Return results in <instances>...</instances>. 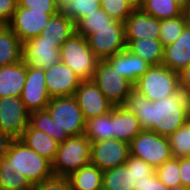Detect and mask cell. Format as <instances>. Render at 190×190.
<instances>
[{
    "label": "cell",
    "mask_w": 190,
    "mask_h": 190,
    "mask_svg": "<svg viewBox=\"0 0 190 190\" xmlns=\"http://www.w3.org/2000/svg\"><path fill=\"white\" fill-rule=\"evenodd\" d=\"M22 60L30 66L49 68L61 61L59 48L37 36L23 43Z\"/></svg>",
    "instance_id": "obj_16"
},
{
    "label": "cell",
    "mask_w": 190,
    "mask_h": 190,
    "mask_svg": "<svg viewBox=\"0 0 190 190\" xmlns=\"http://www.w3.org/2000/svg\"><path fill=\"white\" fill-rule=\"evenodd\" d=\"M184 12L188 10L190 0H173Z\"/></svg>",
    "instance_id": "obj_46"
},
{
    "label": "cell",
    "mask_w": 190,
    "mask_h": 190,
    "mask_svg": "<svg viewBox=\"0 0 190 190\" xmlns=\"http://www.w3.org/2000/svg\"><path fill=\"white\" fill-rule=\"evenodd\" d=\"M158 179L168 188L181 185L179 173V159L172 158L165 161L160 167L155 169Z\"/></svg>",
    "instance_id": "obj_36"
},
{
    "label": "cell",
    "mask_w": 190,
    "mask_h": 190,
    "mask_svg": "<svg viewBox=\"0 0 190 190\" xmlns=\"http://www.w3.org/2000/svg\"><path fill=\"white\" fill-rule=\"evenodd\" d=\"M83 134L91 142L114 138L112 128V110L104 115L86 120Z\"/></svg>",
    "instance_id": "obj_27"
},
{
    "label": "cell",
    "mask_w": 190,
    "mask_h": 190,
    "mask_svg": "<svg viewBox=\"0 0 190 190\" xmlns=\"http://www.w3.org/2000/svg\"><path fill=\"white\" fill-rule=\"evenodd\" d=\"M113 106L123 105L134 85L105 60H99L91 79Z\"/></svg>",
    "instance_id": "obj_8"
},
{
    "label": "cell",
    "mask_w": 190,
    "mask_h": 190,
    "mask_svg": "<svg viewBox=\"0 0 190 190\" xmlns=\"http://www.w3.org/2000/svg\"><path fill=\"white\" fill-rule=\"evenodd\" d=\"M179 173L182 185L190 188V157L179 158Z\"/></svg>",
    "instance_id": "obj_42"
},
{
    "label": "cell",
    "mask_w": 190,
    "mask_h": 190,
    "mask_svg": "<svg viewBox=\"0 0 190 190\" xmlns=\"http://www.w3.org/2000/svg\"><path fill=\"white\" fill-rule=\"evenodd\" d=\"M19 140L49 162L52 163L54 161L59 143L45 132L33 129L28 125L22 132Z\"/></svg>",
    "instance_id": "obj_22"
},
{
    "label": "cell",
    "mask_w": 190,
    "mask_h": 190,
    "mask_svg": "<svg viewBox=\"0 0 190 190\" xmlns=\"http://www.w3.org/2000/svg\"><path fill=\"white\" fill-rule=\"evenodd\" d=\"M91 141L84 135L70 136L59 144L52 172L55 176L68 177L82 166L90 163Z\"/></svg>",
    "instance_id": "obj_4"
},
{
    "label": "cell",
    "mask_w": 190,
    "mask_h": 190,
    "mask_svg": "<svg viewBox=\"0 0 190 190\" xmlns=\"http://www.w3.org/2000/svg\"><path fill=\"white\" fill-rule=\"evenodd\" d=\"M54 15L56 14H49L46 13V11H33V9L17 5L13 17L7 25L17 35L21 42L25 43L32 38L40 36L43 29Z\"/></svg>",
    "instance_id": "obj_11"
},
{
    "label": "cell",
    "mask_w": 190,
    "mask_h": 190,
    "mask_svg": "<svg viewBox=\"0 0 190 190\" xmlns=\"http://www.w3.org/2000/svg\"><path fill=\"white\" fill-rule=\"evenodd\" d=\"M116 20L108 16L101 8L92 14H87L86 17L80 19L75 24V32L88 38L96 32V29L109 27Z\"/></svg>",
    "instance_id": "obj_31"
},
{
    "label": "cell",
    "mask_w": 190,
    "mask_h": 190,
    "mask_svg": "<svg viewBox=\"0 0 190 190\" xmlns=\"http://www.w3.org/2000/svg\"><path fill=\"white\" fill-rule=\"evenodd\" d=\"M0 190H33L26 177L6 167V157L0 159Z\"/></svg>",
    "instance_id": "obj_33"
},
{
    "label": "cell",
    "mask_w": 190,
    "mask_h": 190,
    "mask_svg": "<svg viewBox=\"0 0 190 190\" xmlns=\"http://www.w3.org/2000/svg\"><path fill=\"white\" fill-rule=\"evenodd\" d=\"M17 5V0H0V24L11 21Z\"/></svg>",
    "instance_id": "obj_41"
},
{
    "label": "cell",
    "mask_w": 190,
    "mask_h": 190,
    "mask_svg": "<svg viewBox=\"0 0 190 190\" xmlns=\"http://www.w3.org/2000/svg\"><path fill=\"white\" fill-rule=\"evenodd\" d=\"M190 64V23L172 44L164 46L162 65L174 72H181Z\"/></svg>",
    "instance_id": "obj_19"
},
{
    "label": "cell",
    "mask_w": 190,
    "mask_h": 190,
    "mask_svg": "<svg viewBox=\"0 0 190 190\" xmlns=\"http://www.w3.org/2000/svg\"><path fill=\"white\" fill-rule=\"evenodd\" d=\"M169 190H190V188L189 187H185V186H183L181 184V185L175 186V187H173V188H171Z\"/></svg>",
    "instance_id": "obj_48"
},
{
    "label": "cell",
    "mask_w": 190,
    "mask_h": 190,
    "mask_svg": "<svg viewBox=\"0 0 190 190\" xmlns=\"http://www.w3.org/2000/svg\"><path fill=\"white\" fill-rule=\"evenodd\" d=\"M168 139L173 158L190 157V127H180Z\"/></svg>",
    "instance_id": "obj_35"
},
{
    "label": "cell",
    "mask_w": 190,
    "mask_h": 190,
    "mask_svg": "<svg viewBox=\"0 0 190 190\" xmlns=\"http://www.w3.org/2000/svg\"><path fill=\"white\" fill-rule=\"evenodd\" d=\"M68 179L72 190H99L102 188L103 171L89 163L73 172Z\"/></svg>",
    "instance_id": "obj_26"
},
{
    "label": "cell",
    "mask_w": 190,
    "mask_h": 190,
    "mask_svg": "<svg viewBox=\"0 0 190 190\" xmlns=\"http://www.w3.org/2000/svg\"><path fill=\"white\" fill-rule=\"evenodd\" d=\"M87 40L94 55L99 60H106L126 49L124 23L116 20L109 27L96 29Z\"/></svg>",
    "instance_id": "obj_9"
},
{
    "label": "cell",
    "mask_w": 190,
    "mask_h": 190,
    "mask_svg": "<svg viewBox=\"0 0 190 190\" xmlns=\"http://www.w3.org/2000/svg\"><path fill=\"white\" fill-rule=\"evenodd\" d=\"M26 81V63H18L0 67V98L20 97Z\"/></svg>",
    "instance_id": "obj_20"
},
{
    "label": "cell",
    "mask_w": 190,
    "mask_h": 190,
    "mask_svg": "<svg viewBox=\"0 0 190 190\" xmlns=\"http://www.w3.org/2000/svg\"><path fill=\"white\" fill-rule=\"evenodd\" d=\"M124 165L126 168H131L132 187L135 190L142 189L147 177L155 172V169L145 161L131 155Z\"/></svg>",
    "instance_id": "obj_34"
},
{
    "label": "cell",
    "mask_w": 190,
    "mask_h": 190,
    "mask_svg": "<svg viewBox=\"0 0 190 190\" xmlns=\"http://www.w3.org/2000/svg\"><path fill=\"white\" fill-rule=\"evenodd\" d=\"M112 68L122 74L130 83L135 85L138 79L152 66L147 61L127 49L120 51L105 60Z\"/></svg>",
    "instance_id": "obj_18"
},
{
    "label": "cell",
    "mask_w": 190,
    "mask_h": 190,
    "mask_svg": "<svg viewBox=\"0 0 190 190\" xmlns=\"http://www.w3.org/2000/svg\"><path fill=\"white\" fill-rule=\"evenodd\" d=\"M179 87L185 92L190 89V64L179 72Z\"/></svg>",
    "instance_id": "obj_44"
},
{
    "label": "cell",
    "mask_w": 190,
    "mask_h": 190,
    "mask_svg": "<svg viewBox=\"0 0 190 190\" xmlns=\"http://www.w3.org/2000/svg\"><path fill=\"white\" fill-rule=\"evenodd\" d=\"M126 49L151 65H161L164 47L159 39L126 40Z\"/></svg>",
    "instance_id": "obj_25"
},
{
    "label": "cell",
    "mask_w": 190,
    "mask_h": 190,
    "mask_svg": "<svg viewBox=\"0 0 190 190\" xmlns=\"http://www.w3.org/2000/svg\"><path fill=\"white\" fill-rule=\"evenodd\" d=\"M23 43L7 24H0V67L22 60Z\"/></svg>",
    "instance_id": "obj_23"
},
{
    "label": "cell",
    "mask_w": 190,
    "mask_h": 190,
    "mask_svg": "<svg viewBox=\"0 0 190 190\" xmlns=\"http://www.w3.org/2000/svg\"><path fill=\"white\" fill-rule=\"evenodd\" d=\"M29 125L41 130L58 142V127L47 109L30 113Z\"/></svg>",
    "instance_id": "obj_37"
},
{
    "label": "cell",
    "mask_w": 190,
    "mask_h": 190,
    "mask_svg": "<svg viewBox=\"0 0 190 190\" xmlns=\"http://www.w3.org/2000/svg\"><path fill=\"white\" fill-rule=\"evenodd\" d=\"M74 32V22L59 12L51 17L40 36L44 38V41L54 43L57 48H60Z\"/></svg>",
    "instance_id": "obj_24"
},
{
    "label": "cell",
    "mask_w": 190,
    "mask_h": 190,
    "mask_svg": "<svg viewBox=\"0 0 190 190\" xmlns=\"http://www.w3.org/2000/svg\"><path fill=\"white\" fill-rule=\"evenodd\" d=\"M20 98L30 113L46 109L51 97L46 88L44 69L26 64V81Z\"/></svg>",
    "instance_id": "obj_10"
},
{
    "label": "cell",
    "mask_w": 190,
    "mask_h": 190,
    "mask_svg": "<svg viewBox=\"0 0 190 190\" xmlns=\"http://www.w3.org/2000/svg\"><path fill=\"white\" fill-rule=\"evenodd\" d=\"M122 106L135 114L142 130L166 137L184 126L190 113L187 93L181 89L169 97L150 101L133 88Z\"/></svg>",
    "instance_id": "obj_1"
},
{
    "label": "cell",
    "mask_w": 190,
    "mask_h": 190,
    "mask_svg": "<svg viewBox=\"0 0 190 190\" xmlns=\"http://www.w3.org/2000/svg\"><path fill=\"white\" fill-rule=\"evenodd\" d=\"M130 155L129 143L115 138L91 142L90 163L104 171L124 165Z\"/></svg>",
    "instance_id": "obj_13"
},
{
    "label": "cell",
    "mask_w": 190,
    "mask_h": 190,
    "mask_svg": "<svg viewBox=\"0 0 190 190\" xmlns=\"http://www.w3.org/2000/svg\"><path fill=\"white\" fill-rule=\"evenodd\" d=\"M56 1H57V3H58L59 6H60L62 3L66 2V1H68V0H56Z\"/></svg>",
    "instance_id": "obj_52"
},
{
    "label": "cell",
    "mask_w": 190,
    "mask_h": 190,
    "mask_svg": "<svg viewBox=\"0 0 190 190\" xmlns=\"http://www.w3.org/2000/svg\"><path fill=\"white\" fill-rule=\"evenodd\" d=\"M14 138L0 131V159L5 157Z\"/></svg>",
    "instance_id": "obj_45"
},
{
    "label": "cell",
    "mask_w": 190,
    "mask_h": 190,
    "mask_svg": "<svg viewBox=\"0 0 190 190\" xmlns=\"http://www.w3.org/2000/svg\"><path fill=\"white\" fill-rule=\"evenodd\" d=\"M186 93H187V100H188V102L190 104V89Z\"/></svg>",
    "instance_id": "obj_51"
},
{
    "label": "cell",
    "mask_w": 190,
    "mask_h": 190,
    "mask_svg": "<svg viewBox=\"0 0 190 190\" xmlns=\"http://www.w3.org/2000/svg\"><path fill=\"white\" fill-rule=\"evenodd\" d=\"M140 190H169L157 177L154 172L151 176L147 177L143 188Z\"/></svg>",
    "instance_id": "obj_43"
},
{
    "label": "cell",
    "mask_w": 190,
    "mask_h": 190,
    "mask_svg": "<svg viewBox=\"0 0 190 190\" xmlns=\"http://www.w3.org/2000/svg\"><path fill=\"white\" fill-rule=\"evenodd\" d=\"M61 61L82 80H91L99 59L90 49L87 38L74 32L59 48Z\"/></svg>",
    "instance_id": "obj_5"
},
{
    "label": "cell",
    "mask_w": 190,
    "mask_h": 190,
    "mask_svg": "<svg viewBox=\"0 0 190 190\" xmlns=\"http://www.w3.org/2000/svg\"><path fill=\"white\" fill-rule=\"evenodd\" d=\"M33 190H72L68 177L51 176L33 186Z\"/></svg>",
    "instance_id": "obj_40"
},
{
    "label": "cell",
    "mask_w": 190,
    "mask_h": 190,
    "mask_svg": "<svg viewBox=\"0 0 190 190\" xmlns=\"http://www.w3.org/2000/svg\"><path fill=\"white\" fill-rule=\"evenodd\" d=\"M46 109L58 127V143L84 133L85 119L74 96L51 98Z\"/></svg>",
    "instance_id": "obj_3"
},
{
    "label": "cell",
    "mask_w": 190,
    "mask_h": 190,
    "mask_svg": "<svg viewBox=\"0 0 190 190\" xmlns=\"http://www.w3.org/2000/svg\"><path fill=\"white\" fill-rule=\"evenodd\" d=\"M112 128L114 138L130 143L141 131L135 114L122 105L112 109Z\"/></svg>",
    "instance_id": "obj_21"
},
{
    "label": "cell",
    "mask_w": 190,
    "mask_h": 190,
    "mask_svg": "<svg viewBox=\"0 0 190 190\" xmlns=\"http://www.w3.org/2000/svg\"><path fill=\"white\" fill-rule=\"evenodd\" d=\"M130 155L142 159L154 169L173 158L168 137L142 130L130 143Z\"/></svg>",
    "instance_id": "obj_7"
},
{
    "label": "cell",
    "mask_w": 190,
    "mask_h": 190,
    "mask_svg": "<svg viewBox=\"0 0 190 190\" xmlns=\"http://www.w3.org/2000/svg\"><path fill=\"white\" fill-rule=\"evenodd\" d=\"M5 157L6 167L26 177L33 186L53 176L52 163L19 139L12 141Z\"/></svg>",
    "instance_id": "obj_2"
},
{
    "label": "cell",
    "mask_w": 190,
    "mask_h": 190,
    "mask_svg": "<svg viewBox=\"0 0 190 190\" xmlns=\"http://www.w3.org/2000/svg\"><path fill=\"white\" fill-rule=\"evenodd\" d=\"M140 8L158 20L174 18L184 13L173 0H143Z\"/></svg>",
    "instance_id": "obj_30"
},
{
    "label": "cell",
    "mask_w": 190,
    "mask_h": 190,
    "mask_svg": "<svg viewBox=\"0 0 190 190\" xmlns=\"http://www.w3.org/2000/svg\"><path fill=\"white\" fill-rule=\"evenodd\" d=\"M100 5L108 16L123 23L135 9L128 0H100Z\"/></svg>",
    "instance_id": "obj_38"
},
{
    "label": "cell",
    "mask_w": 190,
    "mask_h": 190,
    "mask_svg": "<svg viewBox=\"0 0 190 190\" xmlns=\"http://www.w3.org/2000/svg\"><path fill=\"white\" fill-rule=\"evenodd\" d=\"M100 8V0H68L59 6V12L76 24L87 14H92Z\"/></svg>",
    "instance_id": "obj_29"
},
{
    "label": "cell",
    "mask_w": 190,
    "mask_h": 190,
    "mask_svg": "<svg viewBox=\"0 0 190 190\" xmlns=\"http://www.w3.org/2000/svg\"><path fill=\"white\" fill-rule=\"evenodd\" d=\"M189 23L186 12L181 16L160 20L159 40L163 47L174 43Z\"/></svg>",
    "instance_id": "obj_32"
},
{
    "label": "cell",
    "mask_w": 190,
    "mask_h": 190,
    "mask_svg": "<svg viewBox=\"0 0 190 190\" xmlns=\"http://www.w3.org/2000/svg\"><path fill=\"white\" fill-rule=\"evenodd\" d=\"M18 6L33 9V11H46L49 14L59 13V4L56 0H17Z\"/></svg>",
    "instance_id": "obj_39"
},
{
    "label": "cell",
    "mask_w": 190,
    "mask_h": 190,
    "mask_svg": "<svg viewBox=\"0 0 190 190\" xmlns=\"http://www.w3.org/2000/svg\"><path fill=\"white\" fill-rule=\"evenodd\" d=\"M102 188L105 190H135L132 187L131 168L121 165L104 170Z\"/></svg>",
    "instance_id": "obj_28"
},
{
    "label": "cell",
    "mask_w": 190,
    "mask_h": 190,
    "mask_svg": "<svg viewBox=\"0 0 190 190\" xmlns=\"http://www.w3.org/2000/svg\"><path fill=\"white\" fill-rule=\"evenodd\" d=\"M74 97L85 121L104 115L114 107L92 80L81 81Z\"/></svg>",
    "instance_id": "obj_14"
},
{
    "label": "cell",
    "mask_w": 190,
    "mask_h": 190,
    "mask_svg": "<svg viewBox=\"0 0 190 190\" xmlns=\"http://www.w3.org/2000/svg\"><path fill=\"white\" fill-rule=\"evenodd\" d=\"M186 14H187V17H188V20H189V23H190V4H189V7H188V10L186 11Z\"/></svg>",
    "instance_id": "obj_50"
},
{
    "label": "cell",
    "mask_w": 190,
    "mask_h": 190,
    "mask_svg": "<svg viewBox=\"0 0 190 190\" xmlns=\"http://www.w3.org/2000/svg\"><path fill=\"white\" fill-rule=\"evenodd\" d=\"M48 94L51 98L74 96L82 81L70 67L60 61L44 69Z\"/></svg>",
    "instance_id": "obj_15"
},
{
    "label": "cell",
    "mask_w": 190,
    "mask_h": 190,
    "mask_svg": "<svg viewBox=\"0 0 190 190\" xmlns=\"http://www.w3.org/2000/svg\"><path fill=\"white\" fill-rule=\"evenodd\" d=\"M124 26L125 40L159 39L160 20L144 12L141 8L133 10L125 20Z\"/></svg>",
    "instance_id": "obj_17"
},
{
    "label": "cell",
    "mask_w": 190,
    "mask_h": 190,
    "mask_svg": "<svg viewBox=\"0 0 190 190\" xmlns=\"http://www.w3.org/2000/svg\"><path fill=\"white\" fill-rule=\"evenodd\" d=\"M185 125H186L187 127H190V113L188 114V117H187V120H186Z\"/></svg>",
    "instance_id": "obj_49"
},
{
    "label": "cell",
    "mask_w": 190,
    "mask_h": 190,
    "mask_svg": "<svg viewBox=\"0 0 190 190\" xmlns=\"http://www.w3.org/2000/svg\"><path fill=\"white\" fill-rule=\"evenodd\" d=\"M30 112L20 97L0 98V131L19 139L29 125Z\"/></svg>",
    "instance_id": "obj_12"
},
{
    "label": "cell",
    "mask_w": 190,
    "mask_h": 190,
    "mask_svg": "<svg viewBox=\"0 0 190 190\" xmlns=\"http://www.w3.org/2000/svg\"><path fill=\"white\" fill-rule=\"evenodd\" d=\"M134 89L144 95L147 100L157 101L169 97L180 90L179 73L164 65H152L138 82Z\"/></svg>",
    "instance_id": "obj_6"
},
{
    "label": "cell",
    "mask_w": 190,
    "mask_h": 190,
    "mask_svg": "<svg viewBox=\"0 0 190 190\" xmlns=\"http://www.w3.org/2000/svg\"><path fill=\"white\" fill-rule=\"evenodd\" d=\"M135 8H140L143 0H128Z\"/></svg>",
    "instance_id": "obj_47"
}]
</instances>
